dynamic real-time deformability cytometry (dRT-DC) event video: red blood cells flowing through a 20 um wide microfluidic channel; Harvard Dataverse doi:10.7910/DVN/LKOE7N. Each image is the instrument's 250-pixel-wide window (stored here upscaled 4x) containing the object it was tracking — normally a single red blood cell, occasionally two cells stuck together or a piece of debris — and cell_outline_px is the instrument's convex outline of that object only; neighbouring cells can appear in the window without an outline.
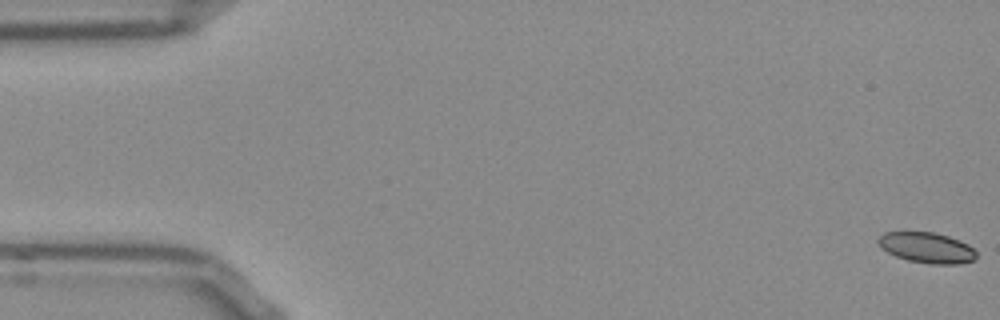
{"species": "Egyptian fruit bat (a non-hibernating species)", "species_latin": "Rousettus aegyptiacus", "temperature_condition": "room temperature", "stored_images_in_passage": 54, "camera_frame_rate_fps": 3000, "um_per_image_px": 0.085, "frame": {"image": 1, "passage_image": 1, "time_ms": 0.0, "image_size_px": [1000, 320], "cell_outline_px": [[976, 260], [956, 264], [932, 264], [908, 260], [896, 256], [888, 252], [876, 240], [884, 232], [932, 232], [948, 236], [960, 240], [968, 244], [976, 252]], "centroid_in_image_um": [78.81, 21.05], "position_along_channel_um": 6.2, "area_um2": 17.34}}
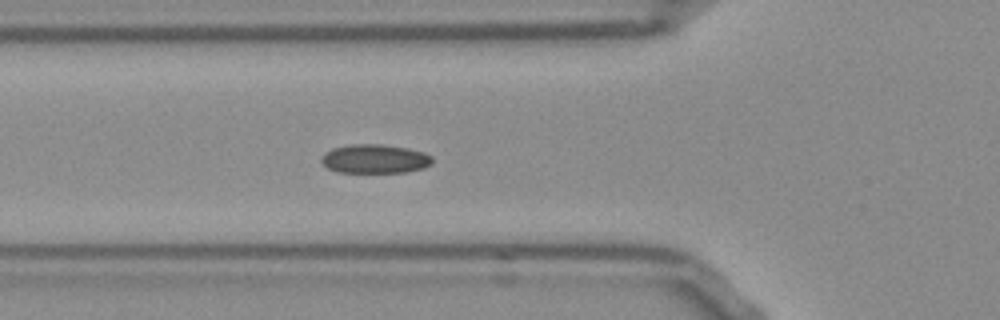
{"frame": {"image": 2, "passage_image": 19, "time_ms": 6.0, "image_size_px": [1000, 320], "cell_outline_px": [[432, 164], [424, 168], [408, 172], [336, 172], [328, 168], [320, 160], [324, 152], [332, 148], [352, 144], [380, 144], [408, 148], [424, 152], [432, 156]], "centroid_in_image_um": [31.87, 13.5], "position_along_channel_um": 93.9, "area_um2": 18.84}}
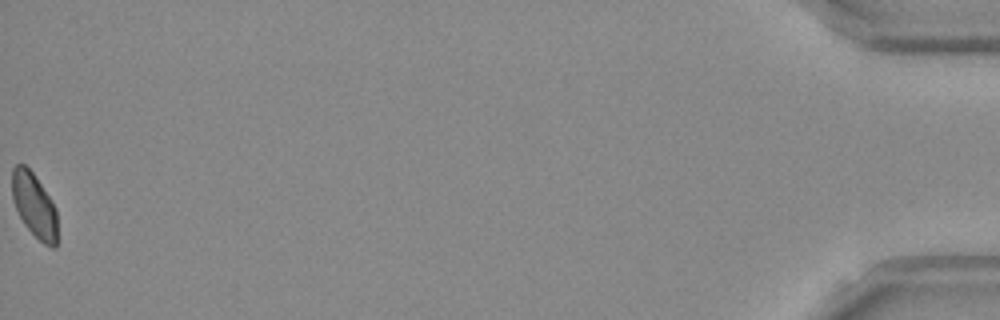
{"frame": {"image": 3, "passage_image": 54, "time_ms": 17.667, "image_size_px": [1000, 320], "cell_outline_px": [[56, 248], [52, 248], [44, 244], [24, 224], [16, 208], [12, 196], [12, 168], [16, 164], [24, 164], [32, 172], [52, 200], [56, 208]], "centroid_in_image_um": [2.91, 17.43], "position_along_channel_um": 432.3, "area_um2": 16.76}, "authors_computed_cell_mechanics": {"area_um2": 18.1781, "velocity_mm_per_s": 3.809, "shape_relaxation_time_tau1_ms": null, "shape_relaxation_time_tau2_ms": 2.0106, "deformation_change_tau1": null, "deformation_change_tau2": 0.0479}}